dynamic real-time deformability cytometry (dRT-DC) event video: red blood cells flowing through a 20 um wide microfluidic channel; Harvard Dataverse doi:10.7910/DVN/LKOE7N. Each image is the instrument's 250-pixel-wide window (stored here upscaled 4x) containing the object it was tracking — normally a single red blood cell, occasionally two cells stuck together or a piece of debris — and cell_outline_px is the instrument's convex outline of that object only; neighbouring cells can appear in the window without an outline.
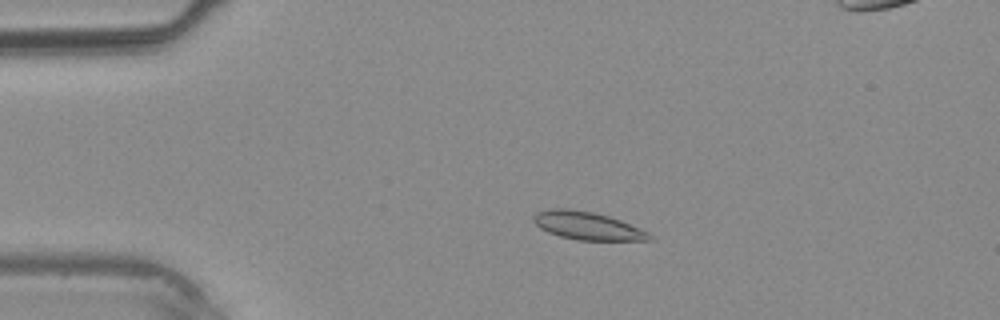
{"species": "common noctule bat (a hibernating species)", "species_latin": "Nyctalus noctula", "temperature_condition": "warm", "stored_images_in_passage": 33, "camera_frame_rate_fps": 3000, "um_per_image_px": 0.085, "animal": {"sex": "male", "body_mass_g": 20.4}, "frame": {"image": 1, "passage_image": 2, "time_ms": 0.333, "image_size_px": [1000, 320], "cell_outline_px": [[652, 240], [576, 240], [560, 236], [548, 232], [540, 228], [532, 220], [532, 216], [536, 212], [552, 208], [568, 208], [592, 212], [608, 216], [620, 220], [640, 228], [648, 232], [652, 236]], "centroid_in_image_um": [49.89, 19.18], "position_along_channel_um": 35.1, "area_um2": 18.84}}
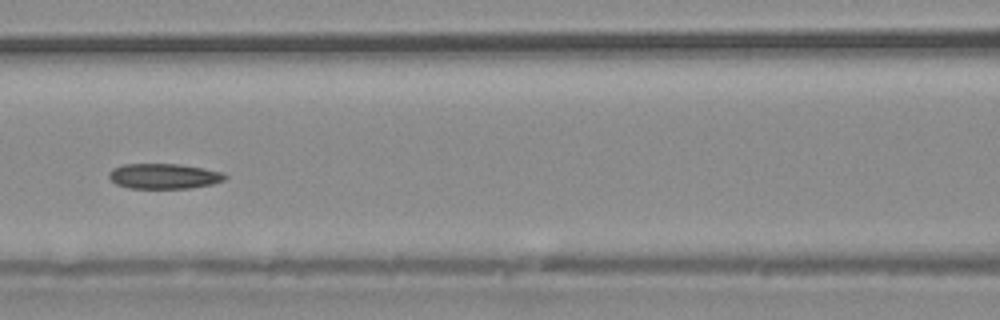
{"frame": {"image": 2, "passage_image": 11, "time_ms": 3.333, "image_size_px": [1000, 320], "cell_outline_px": [[228, 176], [224, 180], [212, 184], [188, 188], [128, 188], [116, 184], [108, 176], [112, 168], [124, 164], [180, 164], [204, 168], [224, 172]], "centroid_in_image_um": [13.95, 14.97], "position_along_channel_um": 152.6, "area_um2": 17.11}}
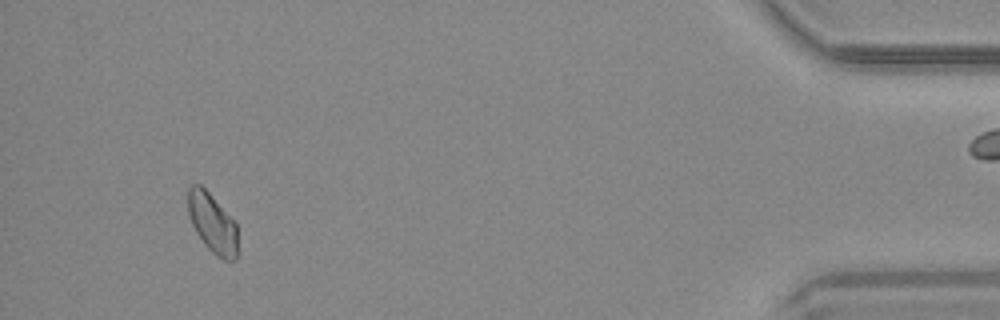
{"frame": {"image": 3, "passage_image": 30, "time_ms": 9.667, "image_size_px": [1000, 320], "cell_outline_px": [[236, 260], [224, 260], [216, 256], [204, 244], [196, 232], [192, 224], [188, 212], [188, 188], [192, 184], [200, 184], [208, 192], [236, 224]], "centroid_in_image_um": [18.02, 18.98], "position_along_channel_um": 417.2, "area_um2": 16.82}}